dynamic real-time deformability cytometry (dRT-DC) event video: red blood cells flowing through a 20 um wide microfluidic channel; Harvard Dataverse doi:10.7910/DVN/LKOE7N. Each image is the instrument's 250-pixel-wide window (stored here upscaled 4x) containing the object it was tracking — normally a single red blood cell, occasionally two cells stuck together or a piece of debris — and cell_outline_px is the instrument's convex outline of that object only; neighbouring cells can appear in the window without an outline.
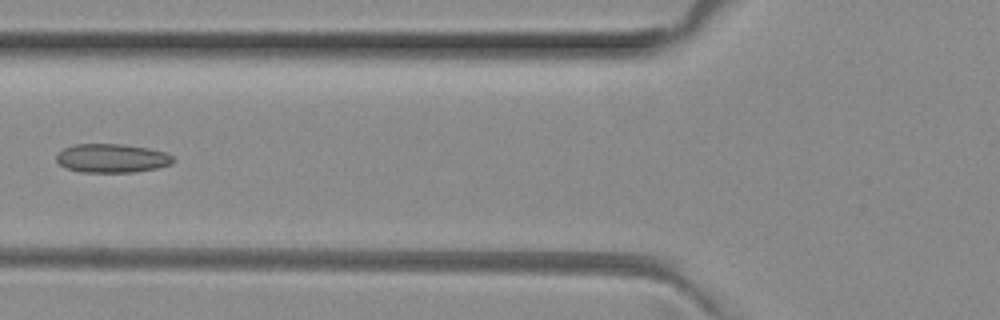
{"species": "common noctule bat (a hibernating species)", "species_latin": "Nyctalus noctula", "temperature_condition": "room temperature", "stored_images_in_passage": 6, "camera_frame_rate_fps": 3000, "um_per_image_px": 0.085, "animal": {"sex": "female", "body_mass_g": 29.2, "forearm_length_mm": 56.3}, "frame": {"image": 1, "passage_image": 5, "time_ms": 1.333, "image_size_px": [1000, 320], "cell_outline_px": [[176, 160], [172, 164], [156, 168], [136, 172], [80, 172], [64, 168], [56, 160], [56, 156], [64, 148], [76, 144], [124, 144], [148, 148], [164, 152], [172, 156]], "centroid_in_image_um": [9.52, 13.45], "position_along_channel_um": 116.3, "area_um2": 19.65}}
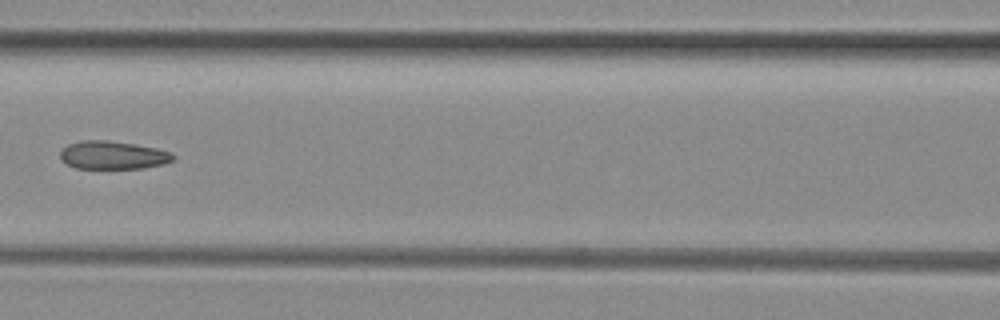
{"frame": {"image": 2, "passage_image": 6, "time_ms": 1.667, "image_size_px": [1000, 320], "cell_outline_px": [[176, 156], [172, 160], [164, 164], [144, 168], [76, 168], [68, 164], [60, 156], [60, 152], [68, 144], [80, 140], [108, 140], [136, 144], [156, 148], [172, 152]], "centroid_in_image_um": [9.63, 13.17], "position_along_channel_um": 157.0, "area_um2": 18.5}}